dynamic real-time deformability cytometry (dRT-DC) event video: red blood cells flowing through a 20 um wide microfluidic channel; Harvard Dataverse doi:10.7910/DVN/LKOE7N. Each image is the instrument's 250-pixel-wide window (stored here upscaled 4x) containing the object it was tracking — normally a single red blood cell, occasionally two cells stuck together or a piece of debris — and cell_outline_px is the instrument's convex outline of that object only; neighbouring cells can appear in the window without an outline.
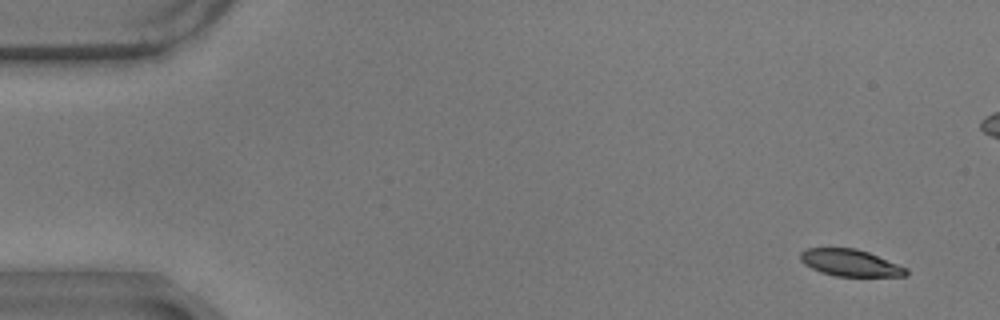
{"species": "common noctule bat (a hibernating species)", "species_latin": "Nyctalus noctula", "temperature_condition": "warm", "stored_images_in_passage": 59, "camera_frame_rate_fps": 3000, "um_per_image_px": 0.085, "animal": {"sex": "male", "body_mass_g": 17.9}, "frame": {"image": 1, "passage_image": 4, "time_ms": 1.0, "image_size_px": [1000, 320], "cell_outline_px": [[908, 272], [904, 276], [836, 276], [820, 272], [804, 264], [800, 260], [800, 252], [808, 248], [856, 248], [868, 252], [908, 268]], "centroid_in_image_um": [72.26, 22.34], "position_along_channel_um": 12.7, "area_um2": 16.47}}
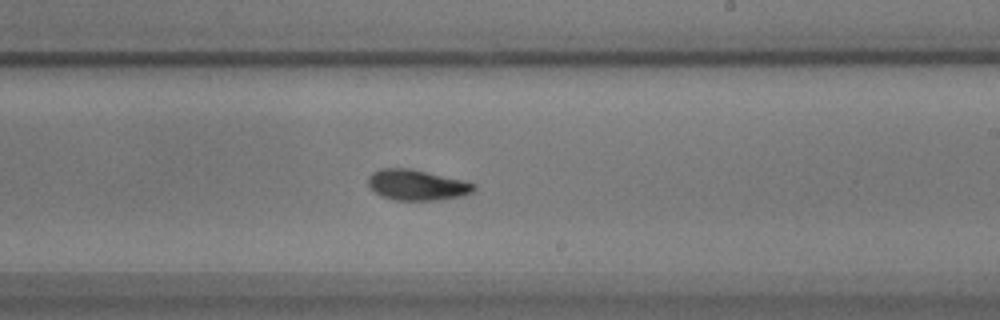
{"frame": {"image": 2, "passage_image": 35, "time_ms": 11.333, "image_size_px": [1000, 320], "cell_outline_px": [[476, 188], [472, 192], [464, 196], [436, 200], [396, 200], [380, 196], [368, 184], [368, 176], [372, 172], [380, 168], [408, 168], [464, 180], [476, 184]], "centroid_in_image_um": [35.45, 15.72], "position_along_channel_um": 253.6, "area_um2": 18.9}}
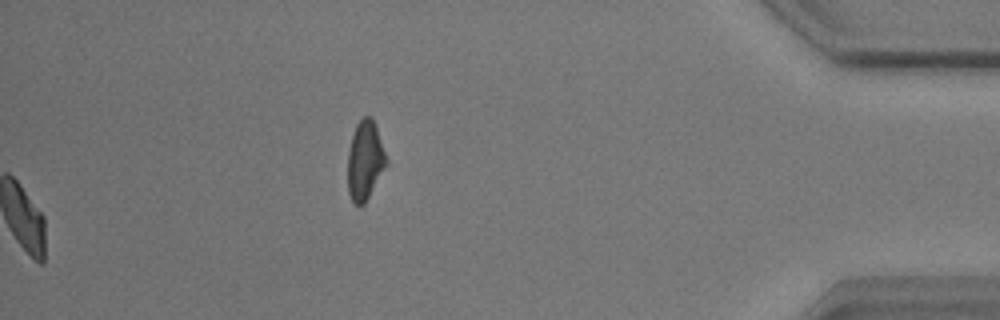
{"frame": {"image": 3, "passage_image": 59, "time_ms": 19.333, "image_size_px": [1000, 320], "cell_outline_px": [[388, 160], [384, 168], [364, 204], [360, 208], [352, 200], [348, 192], [348, 152], [352, 136], [356, 124], [364, 116], [372, 116]], "centroid_in_image_um": [31.01, 13.63], "position_along_channel_um": 404.2, "area_um2": 17.51}, "authors_computed_cell_mechanics": {"area_um2": 18.4382, "velocity_mm_per_s": 3.4987, "shape_relaxation_time_tau1_ms": 4.7473, "shape_relaxation_time_tau2_ms": 3.0938, "deformation_change_tau1": 0.1489, "deformation_change_tau2": 0.0864}}